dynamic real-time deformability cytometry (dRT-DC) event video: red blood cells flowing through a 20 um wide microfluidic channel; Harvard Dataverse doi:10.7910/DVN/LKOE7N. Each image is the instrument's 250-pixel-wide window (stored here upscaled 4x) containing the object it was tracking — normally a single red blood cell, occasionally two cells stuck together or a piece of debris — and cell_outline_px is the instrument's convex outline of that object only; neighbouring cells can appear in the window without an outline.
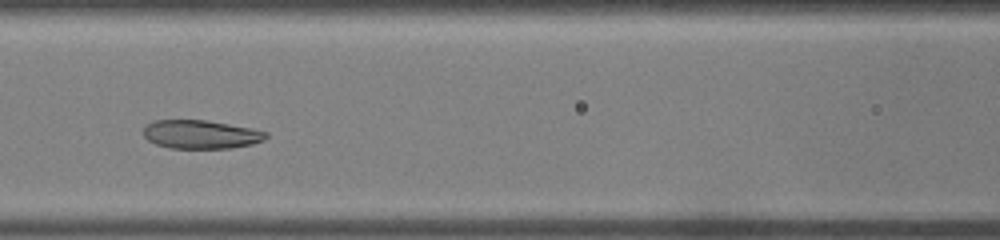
{"species": "common noctule bat (a hibernating species)", "species_latin": "Nyctalus noctula", "temperature_condition": "warm", "stored_images_in_passage": 30, "camera_frame_rate_fps": 3000, "um_per_image_px": 0.085, "animal": {"sex": "male", "body_mass_g": 19.0, "forearm_length_mm": 50.8}, "frame": {"image": 1, "passage_image": 9, "time_ms": 2.667, "image_size_px": [1000, 240], "cell_outline_px": [[268, 136], [264, 140], [252, 144], [232, 148], [172, 148], [156, 144], [148, 140], [144, 136], [144, 128], [152, 120], [204, 120], [252, 128], [268, 132]], "centroid_in_image_um": [17.09, 11.42], "position_along_channel_um": 149.5, "area_um2": 20.35}}
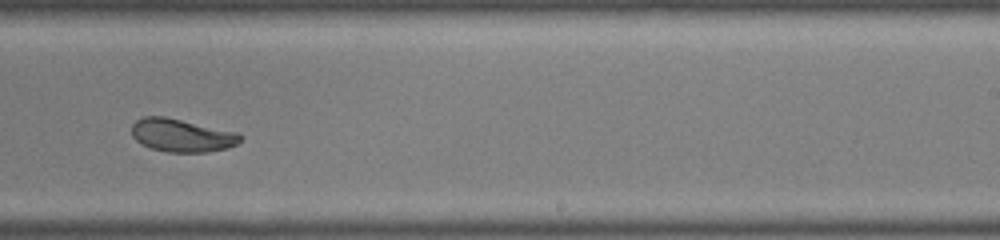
{"frame": {"image": 2, "passage_image": 16, "time_ms": 5.0, "image_size_px": [1000, 240], "cell_outline_px": [[244, 136], [236, 144], [228, 148], [208, 152], [168, 152], [152, 148], [140, 144], [132, 136], [132, 124], [136, 120], [144, 116], [164, 116], [240, 132]], "centroid_in_image_um": [15.47, 11.5], "position_along_channel_um": 273.5, "area_um2": 21.15}}
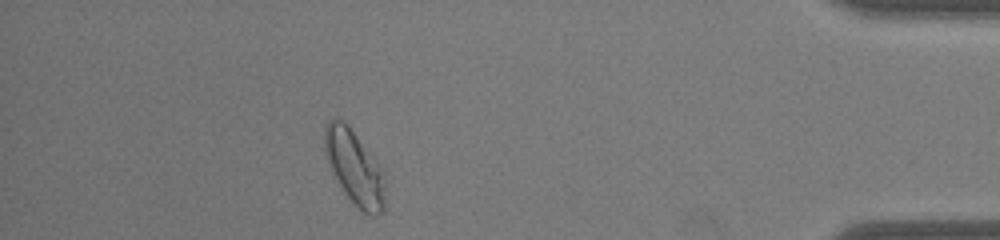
{"frame": {"image": 3, "passage_image": 26, "time_ms": 8.333, "image_size_px": [1000, 240], "cell_outline_px": [[384, 212], [376, 216], [368, 216], [356, 208], [344, 196], [328, 168], [324, 152], [324, 124], [328, 120], [344, 120], [384, 172]], "centroid_in_image_um": [30.08, 14.32], "position_along_channel_um": 405.1, "area_um2": 26.82}}